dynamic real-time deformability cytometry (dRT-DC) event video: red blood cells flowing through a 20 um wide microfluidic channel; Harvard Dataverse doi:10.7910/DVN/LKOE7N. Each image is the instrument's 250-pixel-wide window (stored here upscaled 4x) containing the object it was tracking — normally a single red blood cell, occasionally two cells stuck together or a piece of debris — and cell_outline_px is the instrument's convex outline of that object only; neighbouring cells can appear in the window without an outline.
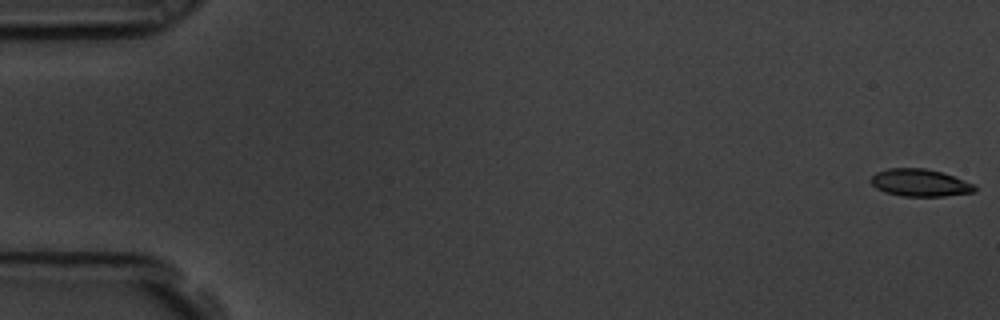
{"species": "common noctule bat (a hibernating species)", "species_latin": "Nyctalus noctula", "temperature_condition": "room temperature", "stored_images_in_passage": 58, "camera_frame_rate_fps": 3000, "um_per_image_px": 0.085, "animal": {"sex": "male", "body_mass_g": 19.5, "forearm_length_mm": 54.6}, "frame": {"image": 1, "passage_image": 1, "time_ms": 0.0, "image_size_px": [1000, 320], "cell_outline_px": [[976, 192], [944, 196], [904, 196], [884, 192], [876, 188], [868, 180], [876, 172], [888, 168], [924, 168], [944, 172], [976, 184]], "centroid_in_image_um": [78.22, 15.53], "position_along_channel_um": 6.8, "area_um2": 16.82}}
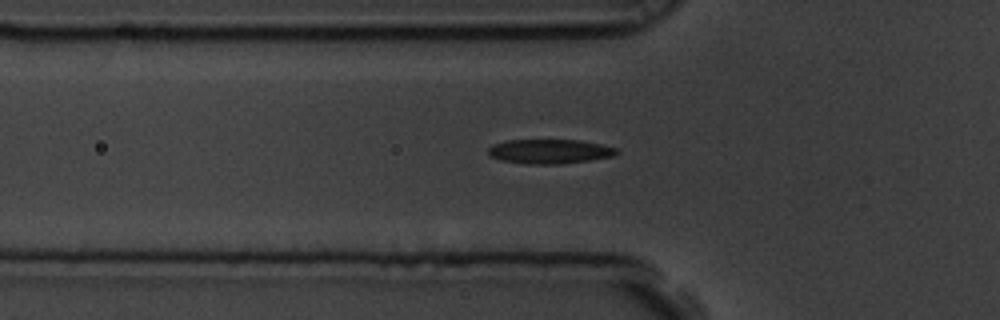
{"frame": {"image": 2, "passage_image": 20, "time_ms": 6.333, "image_size_px": [1000, 320], "cell_outline_px": [[620, 152], [612, 156], [588, 160], [560, 164], [524, 164], [504, 160], [492, 156], [488, 152], [488, 148], [492, 144], [508, 140], [580, 140], [600, 144], [616, 148]], "centroid_in_image_um": [46.72, 12.86], "position_along_channel_um": 79.1, "area_um2": 18.09}}
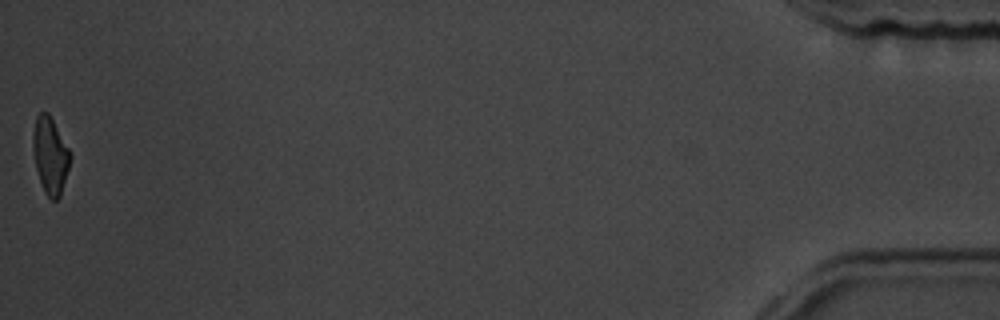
{"frame": {"image": 3, "passage_image": 58, "time_ms": 19.0, "image_size_px": [1000, 320], "cell_outline_px": [[72, 156], [60, 196], [56, 200], [52, 200], [44, 192], [36, 168], [32, 144], [32, 136], [36, 116], [40, 112], [48, 112], [68, 148]], "centroid_in_image_um": [4.26, 13.21], "position_along_channel_um": 430.9, "area_um2": 16.42}, "authors_computed_cell_mechanics": {"area_um2": 18.0047, "velocity_mm_per_s": 3.5604, "shape_relaxation_time_tau1_ms": 3.3251, "shape_relaxation_time_tau2_ms": 2.4143, "deformation_change_tau1": 0.1291, "deformation_change_tau2": 0.0767}}